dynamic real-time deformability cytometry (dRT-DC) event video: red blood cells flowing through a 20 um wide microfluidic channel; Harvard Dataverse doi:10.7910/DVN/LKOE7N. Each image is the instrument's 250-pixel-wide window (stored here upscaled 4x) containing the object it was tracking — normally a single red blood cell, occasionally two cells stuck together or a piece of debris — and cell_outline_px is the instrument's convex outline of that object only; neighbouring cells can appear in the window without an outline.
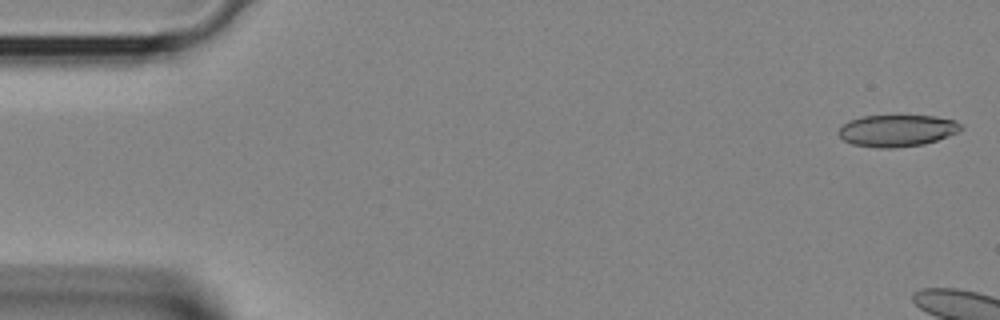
{"species": "Egyptian fruit bat (a non-hibernating species)", "species_latin": "Rousettus aegyptiacus", "temperature_condition": "room temperature", "stored_images_in_passage": 5, "camera_frame_rate_fps": 3000, "um_per_image_px": 0.085, "animal": {"sex": "female"}, "frame": {"image": 1, "passage_image": 1, "time_ms": 0.0, "image_size_px": [1000, 320], "cell_outline_px": [[964, 128], [960, 132], [924, 144], [892, 148], [880, 148], [852, 144], [844, 140], [836, 132], [848, 120], [864, 116], [932, 116], [956, 120], [964, 124]], "centroid_in_image_um": [76.29, 11.1], "position_along_channel_um": 8.7, "area_um2": 22.77}}